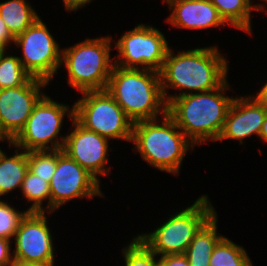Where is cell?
Returning a JSON list of instances; mask_svg holds the SVG:
<instances>
[{"instance_id":"31","label":"cell","mask_w":267,"mask_h":266,"mask_svg":"<svg viewBox=\"0 0 267 266\" xmlns=\"http://www.w3.org/2000/svg\"><path fill=\"white\" fill-rule=\"evenodd\" d=\"M9 266H46V265L39 264V263L24 262V261L13 259L12 263Z\"/></svg>"},{"instance_id":"13","label":"cell","mask_w":267,"mask_h":266,"mask_svg":"<svg viewBox=\"0 0 267 266\" xmlns=\"http://www.w3.org/2000/svg\"><path fill=\"white\" fill-rule=\"evenodd\" d=\"M45 212H29L14 235L13 259L54 266L53 238Z\"/></svg>"},{"instance_id":"27","label":"cell","mask_w":267,"mask_h":266,"mask_svg":"<svg viewBox=\"0 0 267 266\" xmlns=\"http://www.w3.org/2000/svg\"><path fill=\"white\" fill-rule=\"evenodd\" d=\"M159 266H189V262L185 254H170L160 257Z\"/></svg>"},{"instance_id":"4","label":"cell","mask_w":267,"mask_h":266,"mask_svg":"<svg viewBox=\"0 0 267 266\" xmlns=\"http://www.w3.org/2000/svg\"><path fill=\"white\" fill-rule=\"evenodd\" d=\"M159 119L133 123L132 139L137 152L148 164L177 175L187 151L195 145L166 113Z\"/></svg>"},{"instance_id":"24","label":"cell","mask_w":267,"mask_h":266,"mask_svg":"<svg viewBox=\"0 0 267 266\" xmlns=\"http://www.w3.org/2000/svg\"><path fill=\"white\" fill-rule=\"evenodd\" d=\"M28 170L50 183L57 167V150L29 151Z\"/></svg>"},{"instance_id":"10","label":"cell","mask_w":267,"mask_h":266,"mask_svg":"<svg viewBox=\"0 0 267 266\" xmlns=\"http://www.w3.org/2000/svg\"><path fill=\"white\" fill-rule=\"evenodd\" d=\"M14 43L22 48L23 68L32 77L51 82L61 67L62 50L40 17Z\"/></svg>"},{"instance_id":"2","label":"cell","mask_w":267,"mask_h":266,"mask_svg":"<svg viewBox=\"0 0 267 266\" xmlns=\"http://www.w3.org/2000/svg\"><path fill=\"white\" fill-rule=\"evenodd\" d=\"M226 80L219 88L173 98L167 114L185 136L196 146L208 140L217 142L235 97L225 96L230 88Z\"/></svg>"},{"instance_id":"23","label":"cell","mask_w":267,"mask_h":266,"mask_svg":"<svg viewBox=\"0 0 267 266\" xmlns=\"http://www.w3.org/2000/svg\"><path fill=\"white\" fill-rule=\"evenodd\" d=\"M32 76L23 68L18 56L5 53L0 58V89L25 85Z\"/></svg>"},{"instance_id":"29","label":"cell","mask_w":267,"mask_h":266,"mask_svg":"<svg viewBox=\"0 0 267 266\" xmlns=\"http://www.w3.org/2000/svg\"><path fill=\"white\" fill-rule=\"evenodd\" d=\"M11 42H15V38L12 36L5 22L0 17V44L7 47L10 45Z\"/></svg>"},{"instance_id":"35","label":"cell","mask_w":267,"mask_h":266,"mask_svg":"<svg viewBox=\"0 0 267 266\" xmlns=\"http://www.w3.org/2000/svg\"><path fill=\"white\" fill-rule=\"evenodd\" d=\"M4 141V140H7V142H11L5 135H4V133L1 131V129H0V141Z\"/></svg>"},{"instance_id":"20","label":"cell","mask_w":267,"mask_h":266,"mask_svg":"<svg viewBox=\"0 0 267 266\" xmlns=\"http://www.w3.org/2000/svg\"><path fill=\"white\" fill-rule=\"evenodd\" d=\"M0 17L16 38L30 27L39 15L26 0H8L0 3Z\"/></svg>"},{"instance_id":"11","label":"cell","mask_w":267,"mask_h":266,"mask_svg":"<svg viewBox=\"0 0 267 266\" xmlns=\"http://www.w3.org/2000/svg\"><path fill=\"white\" fill-rule=\"evenodd\" d=\"M49 184L51 212L72 199L103 196L100 182L62 149L57 150V167Z\"/></svg>"},{"instance_id":"33","label":"cell","mask_w":267,"mask_h":266,"mask_svg":"<svg viewBox=\"0 0 267 266\" xmlns=\"http://www.w3.org/2000/svg\"><path fill=\"white\" fill-rule=\"evenodd\" d=\"M259 136L264 142H267V115L264 118Z\"/></svg>"},{"instance_id":"19","label":"cell","mask_w":267,"mask_h":266,"mask_svg":"<svg viewBox=\"0 0 267 266\" xmlns=\"http://www.w3.org/2000/svg\"><path fill=\"white\" fill-rule=\"evenodd\" d=\"M218 10L219 15L226 24H230L236 29L246 31L251 29V11L265 10V4L252 5V0H210Z\"/></svg>"},{"instance_id":"22","label":"cell","mask_w":267,"mask_h":266,"mask_svg":"<svg viewBox=\"0 0 267 266\" xmlns=\"http://www.w3.org/2000/svg\"><path fill=\"white\" fill-rule=\"evenodd\" d=\"M210 266H253L244 247L223 237L215 246Z\"/></svg>"},{"instance_id":"9","label":"cell","mask_w":267,"mask_h":266,"mask_svg":"<svg viewBox=\"0 0 267 266\" xmlns=\"http://www.w3.org/2000/svg\"><path fill=\"white\" fill-rule=\"evenodd\" d=\"M115 46L119 52L114 61L116 66L157 72L161 71L169 49L165 36L152 25L143 23L123 34Z\"/></svg>"},{"instance_id":"25","label":"cell","mask_w":267,"mask_h":266,"mask_svg":"<svg viewBox=\"0 0 267 266\" xmlns=\"http://www.w3.org/2000/svg\"><path fill=\"white\" fill-rule=\"evenodd\" d=\"M125 266H159L158 256L139 237H134L123 249Z\"/></svg>"},{"instance_id":"14","label":"cell","mask_w":267,"mask_h":266,"mask_svg":"<svg viewBox=\"0 0 267 266\" xmlns=\"http://www.w3.org/2000/svg\"><path fill=\"white\" fill-rule=\"evenodd\" d=\"M72 121L75 128L66 135L62 150L100 182L98 175L106 176L110 169L105 166L109 162V139L88 130L75 118Z\"/></svg>"},{"instance_id":"28","label":"cell","mask_w":267,"mask_h":266,"mask_svg":"<svg viewBox=\"0 0 267 266\" xmlns=\"http://www.w3.org/2000/svg\"><path fill=\"white\" fill-rule=\"evenodd\" d=\"M11 240L0 237V266H9L13 261Z\"/></svg>"},{"instance_id":"5","label":"cell","mask_w":267,"mask_h":266,"mask_svg":"<svg viewBox=\"0 0 267 266\" xmlns=\"http://www.w3.org/2000/svg\"><path fill=\"white\" fill-rule=\"evenodd\" d=\"M110 36L85 39L69 48H62L61 67L68 71V84L81 93L105 90L115 62L110 57ZM65 63V64H64Z\"/></svg>"},{"instance_id":"18","label":"cell","mask_w":267,"mask_h":266,"mask_svg":"<svg viewBox=\"0 0 267 266\" xmlns=\"http://www.w3.org/2000/svg\"><path fill=\"white\" fill-rule=\"evenodd\" d=\"M15 148V154L10 157L0 149V197L20 189L28 171L27 152Z\"/></svg>"},{"instance_id":"15","label":"cell","mask_w":267,"mask_h":266,"mask_svg":"<svg viewBox=\"0 0 267 266\" xmlns=\"http://www.w3.org/2000/svg\"><path fill=\"white\" fill-rule=\"evenodd\" d=\"M245 97L233 99L218 141L236 139L242 145L244 138L250 137L252 134L259 136L267 110L255 97Z\"/></svg>"},{"instance_id":"3","label":"cell","mask_w":267,"mask_h":266,"mask_svg":"<svg viewBox=\"0 0 267 266\" xmlns=\"http://www.w3.org/2000/svg\"><path fill=\"white\" fill-rule=\"evenodd\" d=\"M133 122L157 119L167 113L160 73L114 65L105 89Z\"/></svg>"},{"instance_id":"8","label":"cell","mask_w":267,"mask_h":266,"mask_svg":"<svg viewBox=\"0 0 267 266\" xmlns=\"http://www.w3.org/2000/svg\"><path fill=\"white\" fill-rule=\"evenodd\" d=\"M74 103V118L85 128L107 139L130 142L133 122L106 90L82 92Z\"/></svg>"},{"instance_id":"6","label":"cell","mask_w":267,"mask_h":266,"mask_svg":"<svg viewBox=\"0 0 267 266\" xmlns=\"http://www.w3.org/2000/svg\"><path fill=\"white\" fill-rule=\"evenodd\" d=\"M216 213L208 195H203L186 209L171 215L153 232L139 237L159 256L185 254L199 229Z\"/></svg>"},{"instance_id":"30","label":"cell","mask_w":267,"mask_h":266,"mask_svg":"<svg viewBox=\"0 0 267 266\" xmlns=\"http://www.w3.org/2000/svg\"><path fill=\"white\" fill-rule=\"evenodd\" d=\"M256 100L267 110V82L255 96Z\"/></svg>"},{"instance_id":"16","label":"cell","mask_w":267,"mask_h":266,"mask_svg":"<svg viewBox=\"0 0 267 266\" xmlns=\"http://www.w3.org/2000/svg\"><path fill=\"white\" fill-rule=\"evenodd\" d=\"M172 10L167 18L172 26L185 29H207L227 25L210 0H163Z\"/></svg>"},{"instance_id":"26","label":"cell","mask_w":267,"mask_h":266,"mask_svg":"<svg viewBox=\"0 0 267 266\" xmlns=\"http://www.w3.org/2000/svg\"><path fill=\"white\" fill-rule=\"evenodd\" d=\"M30 211L19 212L14 207L0 199V237L13 239L21 221Z\"/></svg>"},{"instance_id":"32","label":"cell","mask_w":267,"mask_h":266,"mask_svg":"<svg viewBox=\"0 0 267 266\" xmlns=\"http://www.w3.org/2000/svg\"><path fill=\"white\" fill-rule=\"evenodd\" d=\"M92 0H72V11H78V9L82 6H86V4L90 3Z\"/></svg>"},{"instance_id":"17","label":"cell","mask_w":267,"mask_h":266,"mask_svg":"<svg viewBox=\"0 0 267 266\" xmlns=\"http://www.w3.org/2000/svg\"><path fill=\"white\" fill-rule=\"evenodd\" d=\"M217 220V213H215L194 235L185 252L189 266H210L212 252L224 237L218 236Z\"/></svg>"},{"instance_id":"1","label":"cell","mask_w":267,"mask_h":266,"mask_svg":"<svg viewBox=\"0 0 267 266\" xmlns=\"http://www.w3.org/2000/svg\"><path fill=\"white\" fill-rule=\"evenodd\" d=\"M172 52L169 48L159 72L162 94L167 104L175 97L190 94V91L214 90L227 80L228 63L216 46L178 51L177 55ZM169 87L182 92L167 95Z\"/></svg>"},{"instance_id":"34","label":"cell","mask_w":267,"mask_h":266,"mask_svg":"<svg viewBox=\"0 0 267 266\" xmlns=\"http://www.w3.org/2000/svg\"><path fill=\"white\" fill-rule=\"evenodd\" d=\"M62 2L64 3L66 10L72 11V0H63Z\"/></svg>"},{"instance_id":"36","label":"cell","mask_w":267,"mask_h":266,"mask_svg":"<svg viewBox=\"0 0 267 266\" xmlns=\"http://www.w3.org/2000/svg\"><path fill=\"white\" fill-rule=\"evenodd\" d=\"M5 50H6V47L4 45L0 44V58L4 53H6Z\"/></svg>"},{"instance_id":"21","label":"cell","mask_w":267,"mask_h":266,"mask_svg":"<svg viewBox=\"0 0 267 266\" xmlns=\"http://www.w3.org/2000/svg\"><path fill=\"white\" fill-rule=\"evenodd\" d=\"M20 190L27 201L33 202L28 208L30 212L48 211V214L51 213L50 184L47 181L34 175L28 170L21 184ZM47 199V208L44 210L42 203Z\"/></svg>"},{"instance_id":"12","label":"cell","mask_w":267,"mask_h":266,"mask_svg":"<svg viewBox=\"0 0 267 266\" xmlns=\"http://www.w3.org/2000/svg\"><path fill=\"white\" fill-rule=\"evenodd\" d=\"M48 84L32 77L23 86L0 89V129L10 141L25 127L34 106L45 95L40 90Z\"/></svg>"},{"instance_id":"7","label":"cell","mask_w":267,"mask_h":266,"mask_svg":"<svg viewBox=\"0 0 267 266\" xmlns=\"http://www.w3.org/2000/svg\"><path fill=\"white\" fill-rule=\"evenodd\" d=\"M66 115L70 119L74 118V105L70 109L68 105L60 104L44 95L34 106L25 127L9 145L26 152L63 149L66 136L59 134Z\"/></svg>"}]
</instances>
